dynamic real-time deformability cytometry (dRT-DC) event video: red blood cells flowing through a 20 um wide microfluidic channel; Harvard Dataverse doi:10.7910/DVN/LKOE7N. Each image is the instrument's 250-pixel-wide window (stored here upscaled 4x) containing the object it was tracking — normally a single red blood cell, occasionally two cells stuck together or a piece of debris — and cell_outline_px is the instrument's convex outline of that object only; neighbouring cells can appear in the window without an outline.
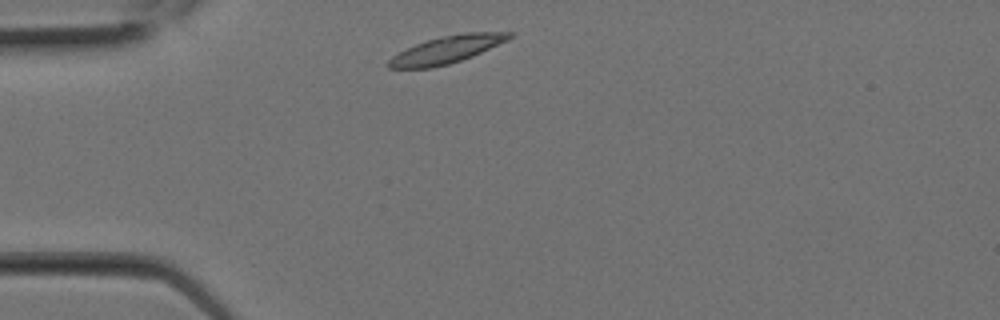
{"species": "Egyptian fruit bat (a non-hibernating species)", "species_latin": "Rousettus aegyptiacus", "temperature_condition": "room temperature", "stored_images_in_passage": 1, "camera_frame_rate_fps": 3000, "um_per_image_px": 0.085, "animal": {"sex": "female"}, "frame": {"image": 1, "passage_image": 1, "time_ms": 0.0, "image_size_px": [1000, 320], "cell_outline_px": [[512, 36], [508, 40], [472, 56], [448, 64], [432, 68], [388, 68], [384, 64], [392, 56], [416, 44], [440, 36], [464, 32], [512, 32]], "centroid_in_image_um": [37.95, 4.22], "position_along_channel_um": 47.1, "area_um2": 19.07}}